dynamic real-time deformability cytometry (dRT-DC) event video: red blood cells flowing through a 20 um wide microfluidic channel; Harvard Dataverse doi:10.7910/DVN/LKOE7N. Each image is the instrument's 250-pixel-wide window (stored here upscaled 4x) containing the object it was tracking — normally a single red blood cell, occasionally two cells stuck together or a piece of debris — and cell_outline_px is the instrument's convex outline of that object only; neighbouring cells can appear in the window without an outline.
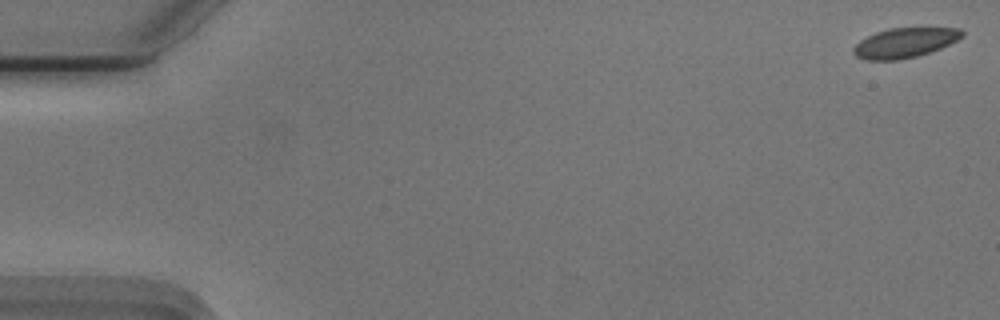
{"species": "Egyptian fruit bat (a non-hibernating species)", "species_latin": "Rousettus aegyptiacus", "temperature_condition": "cold", "stored_images_in_passage": 51, "camera_frame_rate_fps": 3000, "um_per_image_px": 0.085, "animal": {"sex": "male"}, "frame": {"image": 1, "passage_image": 1, "time_ms": 0.0, "image_size_px": [1000, 320], "cell_outline_px": [[964, 36], [940, 48], [916, 56], [896, 60], [868, 60], [856, 56], [852, 52], [852, 48], [860, 40], [876, 32], [888, 28], [960, 28], [964, 32]], "centroid_in_image_um": [76.88, 3.63], "position_along_channel_um": 8.1, "area_um2": 18.67}}
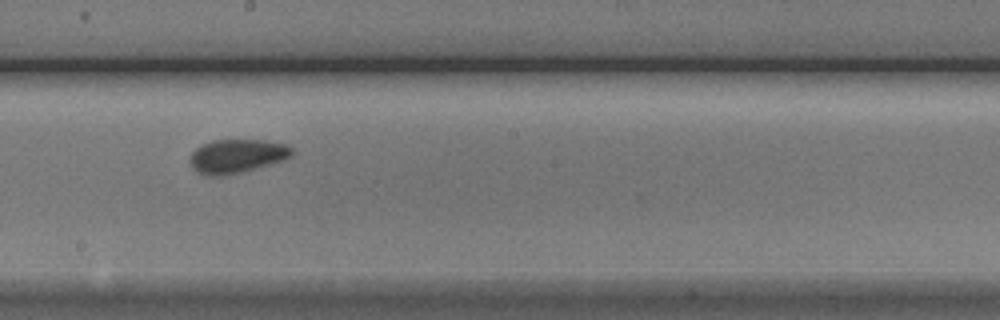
{"frame": {"image": 2, "passage_image": 31, "time_ms": 10.0, "image_size_px": [1000, 320], "cell_outline_px": [[292, 156], [284, 160], [240, 172], [220, 176], [208, 176], [196, 172], [192, 168], [188, 160], [188, 156], [200, 144], [212, 140], [264, 140], [284, 144], [292, 148]], "centroid_in_image_um": [20.06, 13.26], "position_along_channel_um": 228.1, "area_um2": 20.17}}
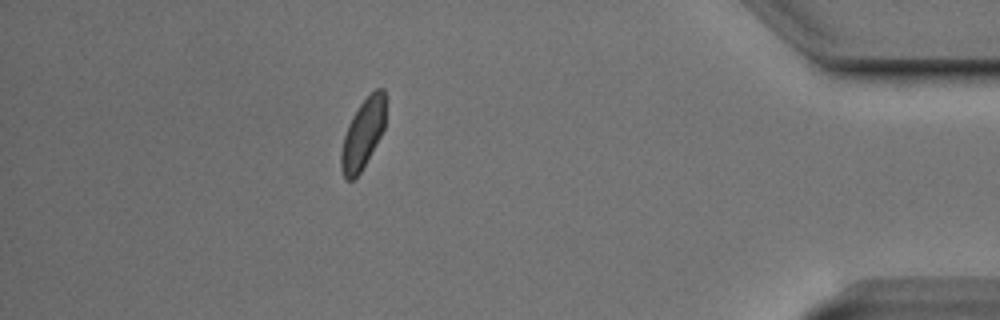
{"frame": {"image": 3, "passage_image": 49, "time_ms": 16.0, "image_size_px": [1000, 320], "cell_outline_px": [[384, 128], [380, 136], [360, 172], [352, 180], [348, 180], [344, 176], [340, 168], [340, 152], [344, 136], [348, 124], [352, 116], [360, 104], [376, 88], [384, 88]], "centroid_in_image_um": [30.81, 11.39], "position_along_channel_um": 404.4, "area_um2": 17.63}, "authors_computed_cell_mechanics": {"area_um2": 19.4208, "velocity_mm_per_s": 3.7077, "shape_relaxation_time_tau1_ms": 3.3496, "shape_relaxation_time_tau2_ms": 2.6213, "deformation_change_tau1": 0.0775, "deformation_change_tau2": 0.0529}}